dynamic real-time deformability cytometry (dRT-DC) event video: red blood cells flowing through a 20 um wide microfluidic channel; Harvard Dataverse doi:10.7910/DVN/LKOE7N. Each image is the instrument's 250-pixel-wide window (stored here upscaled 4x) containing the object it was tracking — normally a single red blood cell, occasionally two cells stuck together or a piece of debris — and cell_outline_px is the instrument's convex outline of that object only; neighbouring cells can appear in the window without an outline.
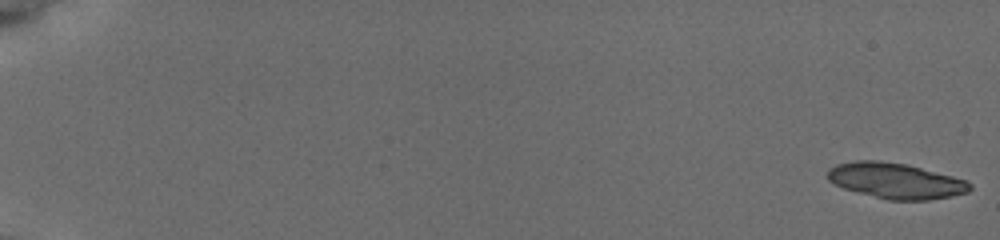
{"species": "common noctule bat (a hibernating species)", "species_latin": "Nyctalus noctula", "temperature_condition": "cold", "stored_images_in_passage": 33, "camera_frame_rate_fps": 3000, "um_per_image_px": 0.085, "animal": {"sex": "female", "body_mass_g": 19.5, "forearm_length_mm": 54.1}, "frame": {"image": 1, "passage_image": 1, "time_ms": 0.0, "image_size_px": [1000, 240], "cell_outline_px": [[972, 188], [968, 192], [928, 200], [888, 200], [844, 188], [828, 180], [828, 168], [836, 164], [856, 160], [876, 160], [904, 164], [968, 180], [972, 184]], "centroid_in_image_um": [76.13, 15.36], "position_along_channel_um": 8.9, "area_um2": 29.19}}
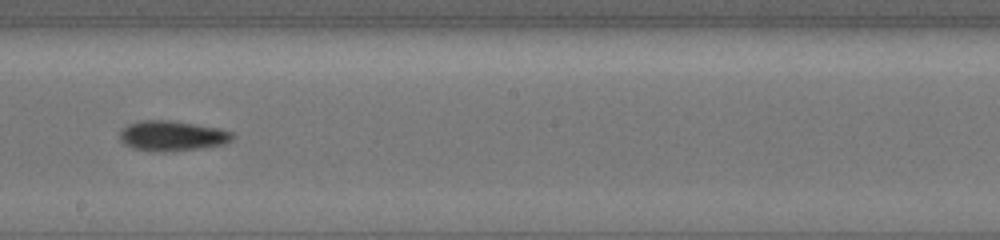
{"frame": {"image": 2, "passage_image": 32, "time_ms": 11.333, "image_size_px": [1000, 240], "cell_outline_px": [[232, 140], [224, 144], [200, 148], [164, 152], [132, 148], [124, 144], [120, 140], [120, 132], [128, 124], [140, 120], [168, 120], [220, 128], [232, 132]], "centroid_in_image_um": [14.62, 11.54], "position_along_channel_um": 233.6, "area_um2": 19.65}}